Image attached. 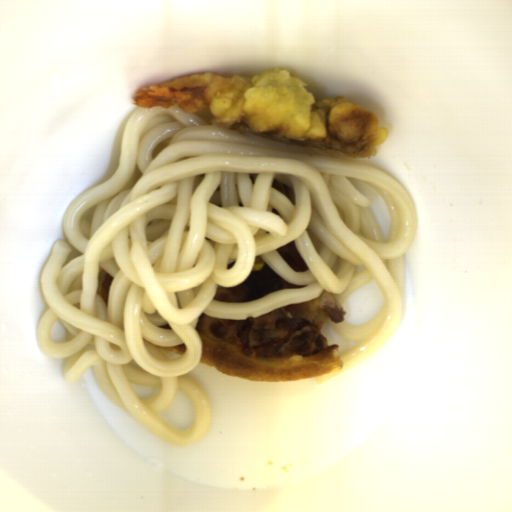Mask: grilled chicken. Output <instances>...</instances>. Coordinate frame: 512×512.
Segmentation results:
<instances>
[{
    "instance_id": "277b20a1",
    "label": "grilled chicken",
    "mask_w": 512,
    "mask_h": 512,
    "mask_svg": "<svg viewBox=\"0 0 512 512\" xmlns=\"http://www.w3.org/2000/svg\"><path fill=\"white\" fill-rule=\"evenodd\" d=\"M243 354L286 359L310 356L327 346L319 329L306 319L283 318L273 324L253 323L238 335Z\"/></svg>"
}]
</instances>
